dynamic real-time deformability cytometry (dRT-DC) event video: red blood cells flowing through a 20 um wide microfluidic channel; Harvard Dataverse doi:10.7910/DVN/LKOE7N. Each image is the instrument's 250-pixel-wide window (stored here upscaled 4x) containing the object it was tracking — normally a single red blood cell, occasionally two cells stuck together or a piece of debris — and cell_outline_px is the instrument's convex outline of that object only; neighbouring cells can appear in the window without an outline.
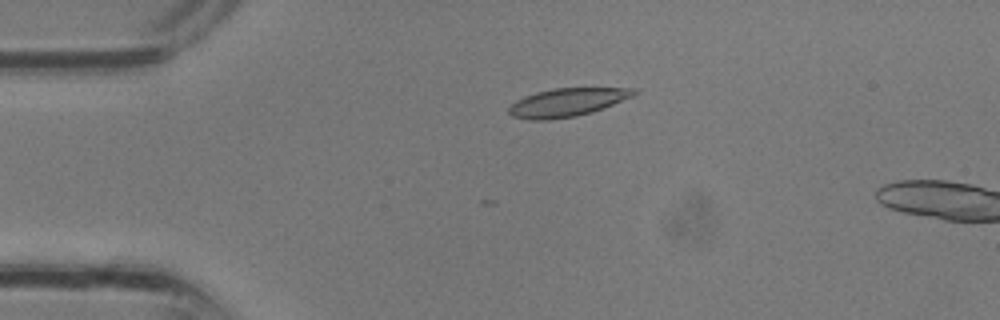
{"species": "common noctule bat (a hibernating species)", "species_latin": "Nyctalus noctula", "temperature_condition": "room temperature", "stored_images_in_passage": 3, "camera_frame_rate_fps": 3000, "um_per_image_px": 0.085, "animal": {"sex": "male", "body_mass_g": 13.3}, "frame": {"image": 1, "passage_image": 1, "time_ms": 0.0, "image_size_px": [1000, 320], "cell_outline_px": [[636, 92], [632, 96], [592, 112], [576, 116], [548, 120], [532, 120], [512, 116], [508, 112], [508, 108], [516, 100], [524, 96], [536, 92], [556, 88], [636, 88]], "centroid_in_image_um": [48.16, 8.7], "position_along_channel_um": 36.8, "area_um2": 20.35}}